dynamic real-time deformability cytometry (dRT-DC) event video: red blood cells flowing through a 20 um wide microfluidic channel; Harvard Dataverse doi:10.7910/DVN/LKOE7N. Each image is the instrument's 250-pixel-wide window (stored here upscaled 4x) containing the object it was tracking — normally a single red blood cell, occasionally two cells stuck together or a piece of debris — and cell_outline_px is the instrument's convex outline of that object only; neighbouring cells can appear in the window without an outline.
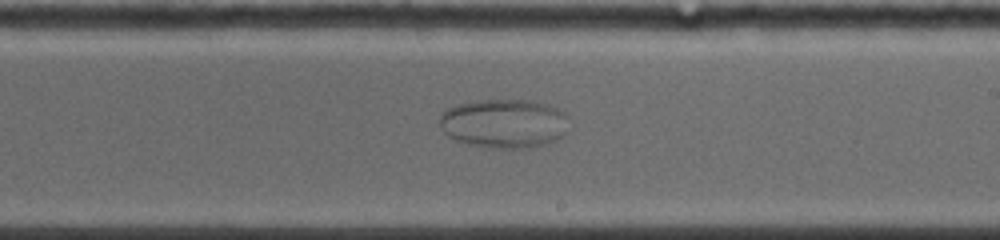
{"species": "common noctule bat (a hibernating species)", "species_latin": "Nyctalus noctula", "temperature_condition": "warm", "stored_images_in_passage": 49, "segment_of_instrument_passage": [1, 2], "camera_frame_rate_fps": 5000, "um_per_image_px": 0.085, "animal": {"sex": "female", "body_mass_g": 19.0, "forearm_length_mm": 53.3}, "frame": {"image": 1, "passage_image": 27, "time_ms": 7.4, "image_size_px": [1000, 240], "cell_outline_px": [[568, 116], [564, 136], [548, 144], [528, 148], [492, 148], [468, 144], [456, 140], [448, 136], [440, 128], [440, 116], [448, 108], [460, 104], [480, 100], [532, 100], [556, 108], [564, 112]], "centroid_in_image_um": [42.86, 10.51], "position_along_channel_um": 246.1, "area_um2": 36.99}}